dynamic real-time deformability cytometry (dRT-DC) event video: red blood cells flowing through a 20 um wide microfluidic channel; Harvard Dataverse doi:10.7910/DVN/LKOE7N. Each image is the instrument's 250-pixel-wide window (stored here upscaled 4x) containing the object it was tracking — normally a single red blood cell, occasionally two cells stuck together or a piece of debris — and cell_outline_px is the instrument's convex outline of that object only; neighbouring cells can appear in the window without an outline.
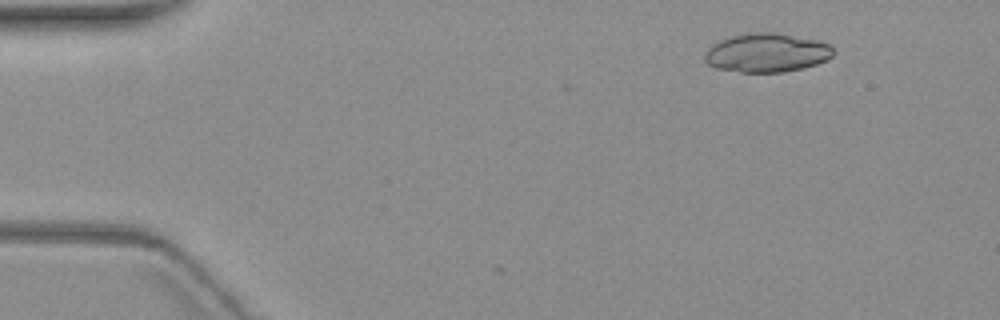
{"species": "common noctule bat (a hibernating species)", "species_latin": "Nyctalus noctula", "temperature_condition": "warm", "stored_images_in_passage": 3, "camera_frame_rate_fps": 3000, "um_per_image_px": 0.085, "animal": {"sex": "female", "body_mass_g": 19.3, "forearm_length_mm": 54.1}, "frame": {"image": 1, "passage_image": 2, "time_ms": 1.333, "image_size_px": [1000, 320], "cell_outline_px": [[836, 52], [828, 60], [804, 68], [784, 72], [740, 72], [716, 68], [708, 64], [704, 60], [704, 52], [712, 44], [720, 40], [732, 36], [752, 32], [772, 32], [816, 40], [828, 44]], "centroid_in_image_um": [65.16, 4.49], "position_along_channel_um": 19.8, "area_um2": 29.19}}